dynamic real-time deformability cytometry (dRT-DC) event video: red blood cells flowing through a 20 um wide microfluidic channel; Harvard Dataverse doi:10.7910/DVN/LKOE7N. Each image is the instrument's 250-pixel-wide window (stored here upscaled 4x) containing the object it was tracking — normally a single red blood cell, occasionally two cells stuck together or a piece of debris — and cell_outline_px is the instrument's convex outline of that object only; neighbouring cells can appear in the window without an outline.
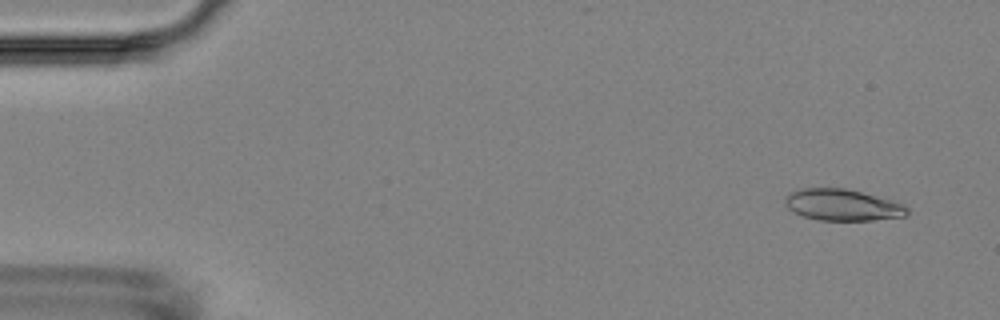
{"species": "Egyptian fruit bat (a non-hibernating species)", "species_latin": "Rousettus aegyptiacus", "temperature_condition": "room temperature", "stored_images_in_passage": 4, "camera_frame_rate_fps": 3000, "um_per_image_px": 0.085, "animal": {"sex": "female"}, "frame": {"image": 1, "passage_image": 1, "time_ms": 0.0, "image_size_px": [1000, 320], "cell_outline_px": [[908, 216], [872, 220], [816, 220], [792, 212], [788, 208], [784, 200], [784, 196], [800, 188], [844, 188], [860, 192], [904, 204], [908, 208]], "centroid_in_image_um": [71.58, 17.43], "position_along_channel_um": 13.4, "area_um2": 22.31}}
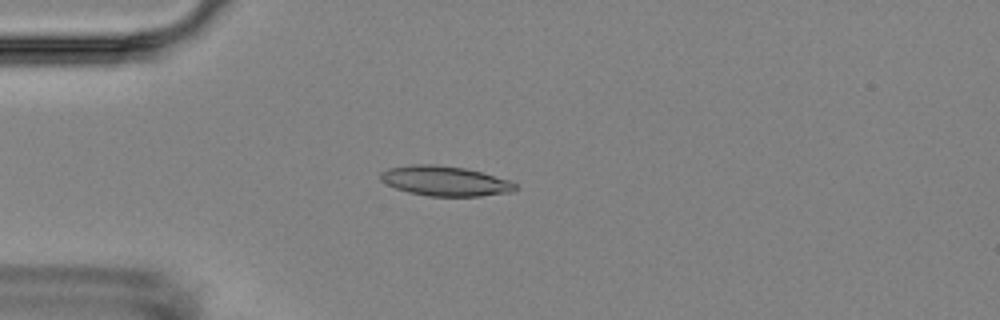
{"frame": {"image": 2, "passage_image": 4, "time_ms": 3.667, "image_size_px": [1000, 320], "cell_outline_px": [[516, 188], [512, 192], [480, 196], [428, 196], [408, 192], [396, 188], [380, 180], [380, 172], [388, 168], [412, 164], [436, 164], [464, 168], [480, 172], [508, 180], [516, 184]], "centroid_in_image_um": [37.79, 15.38], "position_along_channel_um": 47.2, "area_um2": 23.35}}